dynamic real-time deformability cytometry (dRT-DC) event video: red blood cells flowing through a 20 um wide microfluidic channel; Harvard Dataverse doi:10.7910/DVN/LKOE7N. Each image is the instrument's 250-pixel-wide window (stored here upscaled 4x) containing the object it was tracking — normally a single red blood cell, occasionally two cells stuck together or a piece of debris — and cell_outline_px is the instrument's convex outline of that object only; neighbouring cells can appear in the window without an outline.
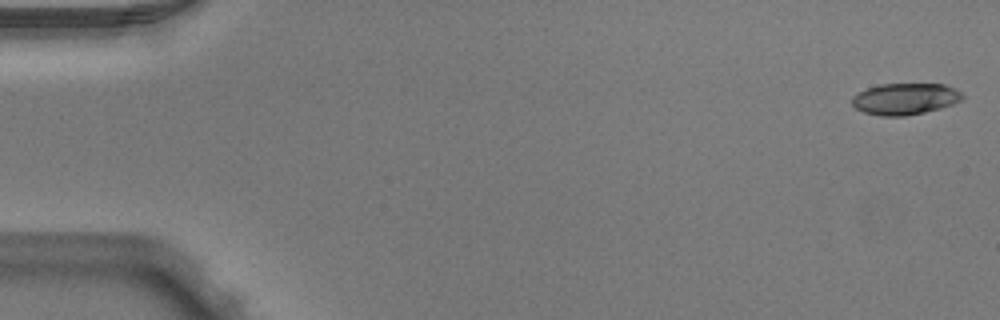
{"species": "Egyptian fruit bat (a non-hibernating species)", "species_latin": "Rousettus aegyptiacus", "temperature_condition": "warm", "stored_images_in_passage": 5, "camera_frame_rate_fps": 3000, "um_per_image_px": 0.085, "animal": {"sex": "male"}, "frame": {"image": 1, "passage_image": 1, "time_ms": 0.0, "image_size_px": [1000, 320], "cell_outline_px": [[964, 96], [960, 100], [952, 104], [940, 108], [924, 112], [904, 116], [880, 116], [864, 112], [856, 108], [852, 104], [852, 96], [868, 88], [880, 84], [944, 84], [956, 88]], "centroid_in_image_um": [76.93, 8.4], "position_along_channel_um": 8.1, "area_um2": 20.11}}